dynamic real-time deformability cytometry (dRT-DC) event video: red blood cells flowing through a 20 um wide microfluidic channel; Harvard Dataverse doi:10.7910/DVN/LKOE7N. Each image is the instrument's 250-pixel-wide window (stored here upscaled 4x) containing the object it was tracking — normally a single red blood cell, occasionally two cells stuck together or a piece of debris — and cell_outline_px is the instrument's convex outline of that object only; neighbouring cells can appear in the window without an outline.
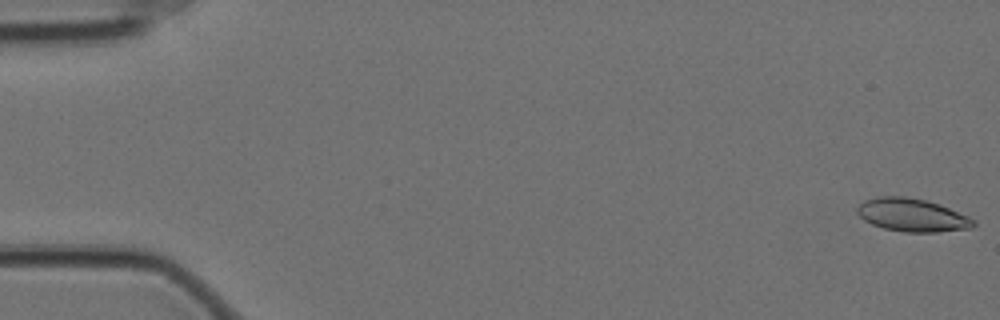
{"species": "Egyptian fruit bat (a non-hibernating species)", "species_latin": "Rousettus aegyptiacus", "temperature_condition": "cold", "stored_images_in_passage": 58, "camera_frame_rate_fps": 3000, "um_per_image_px": 0.085, "animal": {"sex": "female"}, "frame": {"image": 1, "passage_image": 1, "time_ms": 0.0, "image_size_px": [1000, 320], "cell_outline_px": [[976, 224], [972, 228], [936, 232], [904, 232], [884, 228], [872, 224], [864, 220], [856, 212], [856, 208], [864, 200], [880, 196], [904, 196], [924, 200], [948, 208], [968, 216], [976, 220]], "centroid_in_image_um": [77.52, 18.29], "position_along_channel_um": 7.5, "area_um2": 22.25}}
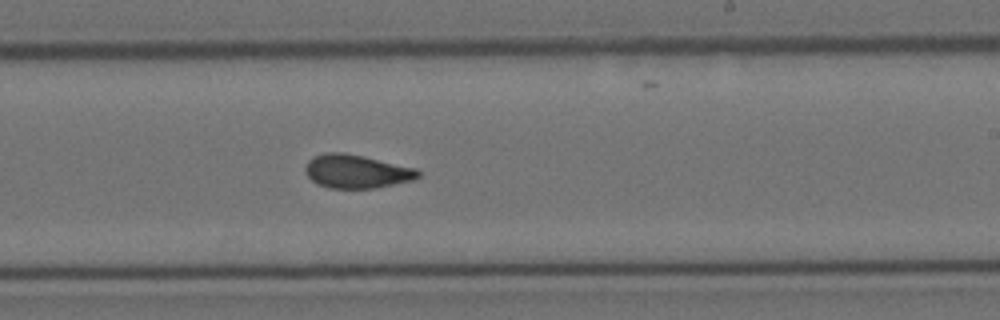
{"frame": {"image": 2, "passage_image": 35, "time_ms": 11.333, "image_size_px": [1000, 320], "cell_outline_px": [[420, 176], [412, 180], [376, 188], [328, 188], [316, 184], [304, 172], [304, 168], [308, 160], [312, 156], [328, 152], [344, 152], [364, 156], [416, 168], [420, 172]], "centroid_in_image_um": [30.27, 14.56], "position_along_channel_um": 258.7, "area_um2": 22.2}}
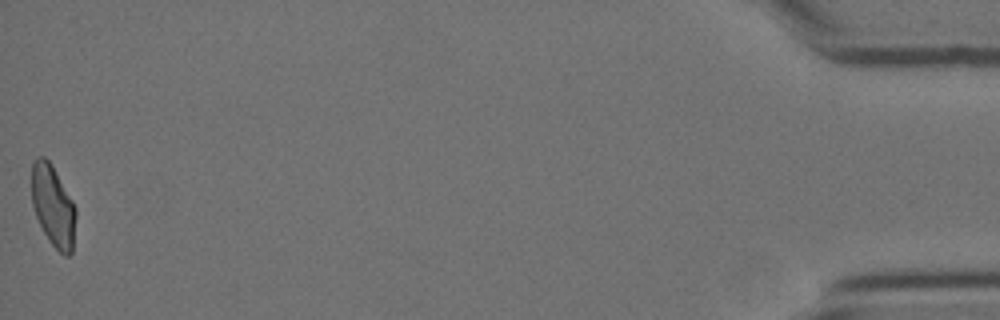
{"frame": {"image": 3, "passage_image": 58, "time_ms": 19.0, "image_size_px": [1000, 320], "cell_outline_px": [[76, 216], [72, 252], [68, 256], [64, 256], [52, 244], [44, 232], [36, 216], [32, 204], [32, 160], [36, 156], [44, 156], [52, 164], [72, 200], [76, 208]], "centroid_in_image_um": [4.51, 17.47], "position_along_channel_um": 430.7, "area_um2": 20.92}, "authors_computed_cell_mechanics": {"area_um2": 22.0796, "velocity_mm_per_s": 3.4955, "shape_relaxation_time_tau1_ms": 6.7887, "shape_relaxation_time_tau2_ms": 2.3006, "deformation_change_tau1": 0.1574, "deformation_change_tau2": 0.0717}}